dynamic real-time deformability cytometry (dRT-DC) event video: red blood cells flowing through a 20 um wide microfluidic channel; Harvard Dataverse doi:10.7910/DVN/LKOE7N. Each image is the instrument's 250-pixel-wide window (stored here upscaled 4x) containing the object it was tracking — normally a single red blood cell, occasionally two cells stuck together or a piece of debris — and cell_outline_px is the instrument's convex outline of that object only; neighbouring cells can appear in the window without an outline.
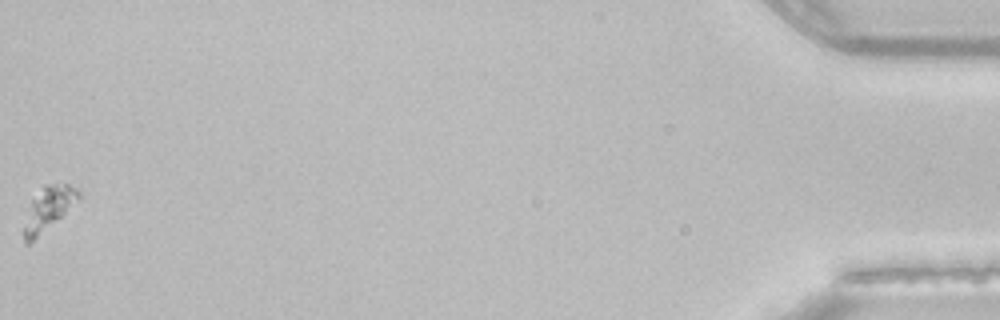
{"species": "common noctule bat (a hibernating species)", "species_latin": "Nyctalus noctula", "temperature_condition": "room temperature", "stored_images_in_passage": 46, "camera_frame_rate_fps": 3000, "um_per_image_px": 0.085, "animal": {"sex": "female", "body_mass_g": 22.7, "forearm_length_mm": 54.2}, "frame": {"image": 1, "passage_image": 46, "time_ms": 15.0, "image_size_px": [1000, 320], "cell_outline_px": [[80, 200], [28, 244], [24, 244], [24, 228], [32, 200], [44, 184], [68, 184], [76, 188], [80, 192]], "centroid_in_image_um": [4.16, 17.69], "position_along_channel_um": 431.0, "area_um2": 13.29}}